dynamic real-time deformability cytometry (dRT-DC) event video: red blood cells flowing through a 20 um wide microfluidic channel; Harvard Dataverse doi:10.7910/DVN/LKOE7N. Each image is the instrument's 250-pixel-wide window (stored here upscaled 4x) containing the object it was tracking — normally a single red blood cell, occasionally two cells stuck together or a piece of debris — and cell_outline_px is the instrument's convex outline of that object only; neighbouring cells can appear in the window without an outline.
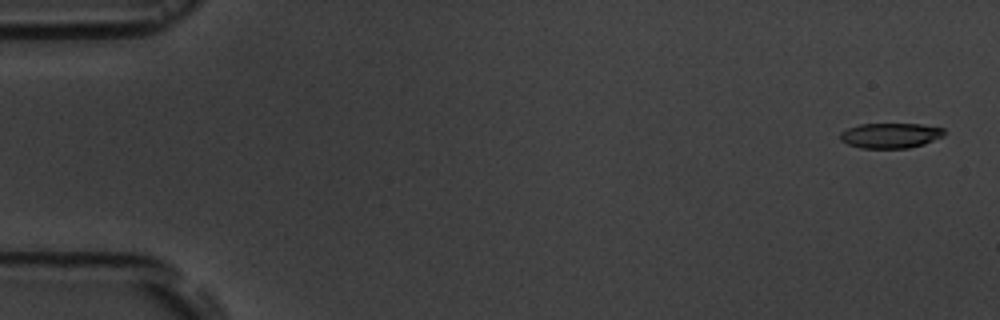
{"species": "common noctule bat (a hibernating species)", "species_latin": "Nyctalus noctula", "temperature_condition": "room temperature", "stored_images_in_passage": 5, "camera_frame_rate_fps": 3000, "um_per_image_px": 0.085, "animal": {"sex": "male", "body_mass_g": 19.5, "forearm_length_mm": 54.6}, "frame": {"image": 1, "passage_image": 1, "time_ms": 0.0, "image_size_px": [1000, 320], "cell_outline_px": [[944, 136], [924, 144], [908, 148], [860, 148], [848, 144], [840, 140], [840, 132], [848, 128], [860, 124], [920, 124], [944, 128]], "centroid_in_image_um": [75.68, 11.52], "position_along_channel_um": 9.3, "area_um2": 15.26}}
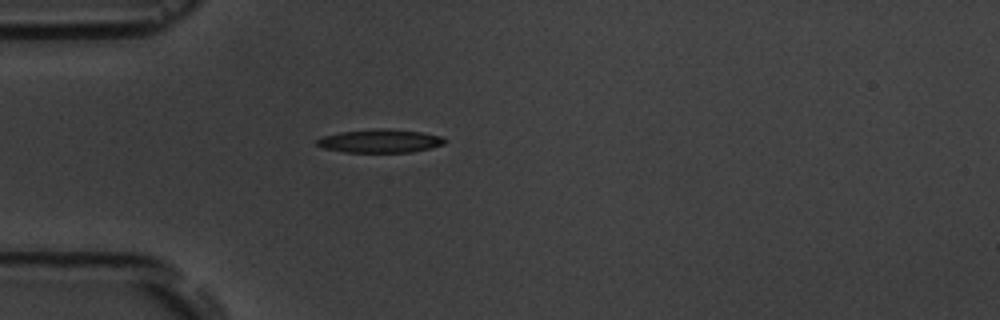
{"frame": {"image": 2, "passage_image": 5, "time_ms": 4.667, "image_size_px": [1000, 320], "cell_outline_px": [[448, 140], [444, 144], [432, 148], [412, 152], [344, 152], [324, 148], [316, 144], [316, 140], [320, 136], [340, 132], [376, 128], [388, 128], [420, 132], [440, 136]], "centroid_in_image_um": [32.3, 11.98], "position_along_channel_um": 52.7, "area_um2": 17.57}}